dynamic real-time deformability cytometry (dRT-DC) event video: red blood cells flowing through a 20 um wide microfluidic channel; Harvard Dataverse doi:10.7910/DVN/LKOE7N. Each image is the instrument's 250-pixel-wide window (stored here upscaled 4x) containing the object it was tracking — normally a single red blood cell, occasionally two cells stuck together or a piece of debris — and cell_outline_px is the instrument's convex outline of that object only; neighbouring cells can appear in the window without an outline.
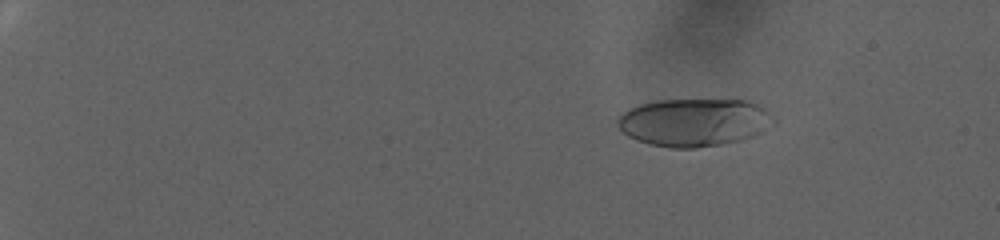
{"species": "human", "species_latin": "Homo sapiens", "temperature_condition": "warm", "stored_images_in_passage": 93, "camera_frame_rate_fps": 3000, "um_per_image_px": 0.085, "donor": {"sex": "female"}, "frame": {"image": 1, "passage_image": 17, "time_ms": 5.333, "image_size_px": [1000, 240], "cell_outline_px": [[776, 124], [764, 132], [740, 140], [724, 144], [696, 148], [672, 148], [652, 144], [636, 140], [628, 136], [616, 124], [616, 120], [620, 112], [628, 108], [640, 104], [656, 100], [744, 100], [756, 104], [764, 108], [776, 120]], "centroid_in_image_um": [59.0, 10.4], "position_along_channel_um": 26.0, "area_um2": 43.93}}
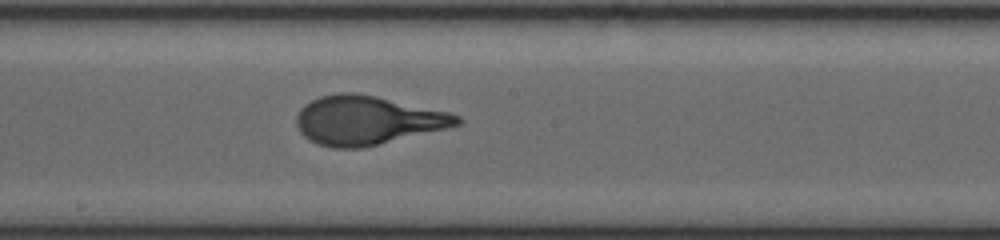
{"frame": {"image": 2, "passage_image": 59, "time_ms": 19.333, "image_size_px": [1000, 240], "cell_outline_px": [[464, 120], [460, 124], [448, 128], [360, 148], [332, 148], [316, 144], [308, 140], [300, 132], [296, 124], [296, 116], [300, 108], [304, 104], [320, 96], [336, 92], [352, 92], [376, 96], [448, 112], [460, 116]], "centroid_in_image_um": [31.18, 10.22], "position_along_channel_um": 217.0, "area_um2": 45.72}}
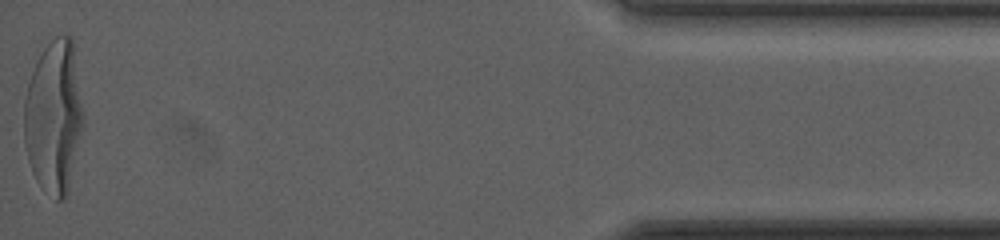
{"frame": {"image": 3, "passage_image": 93, "time_ms": 30.667, "image_size_px": [1000, 240], "cell_outline_px": [[84, 120], [68, 192], [64, 200], [56, 200], [36, 180], [32, 172], [28, 160], [24, 144], [24, 100], [28, 84], [36, 60], [44, 48], [56, 36], [72, 36], [84, 116]], "centroid_in_image_um": [4.57, 9.93], "position_along_channel_um": 430.6, "area_um2": 52.66}, "authors_computed_cell_mechanics": {"area_um2": 44.6794, "velocity_mm_per_s": 2.4502, "shape_relaxation_time_tau1_ms": 7.5197, "shape_relaxation_time_tau2_ms": null, "deformation_change_tau1": 0.2685, "deformation_change_tau2": null}}